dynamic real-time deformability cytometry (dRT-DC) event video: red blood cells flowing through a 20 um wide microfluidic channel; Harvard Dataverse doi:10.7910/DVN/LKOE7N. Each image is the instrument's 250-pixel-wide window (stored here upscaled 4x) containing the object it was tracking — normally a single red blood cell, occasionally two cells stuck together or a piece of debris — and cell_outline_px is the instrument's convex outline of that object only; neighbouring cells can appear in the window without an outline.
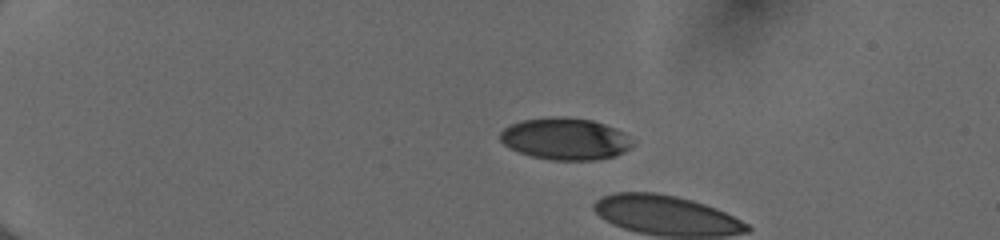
{"species": "human", "species_latin": "Homo sapiens", "temperature_condition": "cold", "stored_images_in_passage": 4, "camera_frame_rate_fps": 3000, "um_per_image_px": 0.085, "donor": {"sex": "female"}, "frame": {"image": 1, "passage_image": 1, "time_ms": 0.0, "image_size_px": [1000, 240], "cell_outline_px": [[632, 144], [624, 152], [612, 156], [592, 160], [552, 160], [532, 156], [520, 152], [504, 144], [500, 140], [500, 132], [504, 128], [520, 120], [552, 116], [564, 116], [592, 120], [616, 128], [624, 132]], "centroid_in_image_um": [48.02, 11.78], "position_along_channel_um": 37.0, "area_um2": 32.08}}